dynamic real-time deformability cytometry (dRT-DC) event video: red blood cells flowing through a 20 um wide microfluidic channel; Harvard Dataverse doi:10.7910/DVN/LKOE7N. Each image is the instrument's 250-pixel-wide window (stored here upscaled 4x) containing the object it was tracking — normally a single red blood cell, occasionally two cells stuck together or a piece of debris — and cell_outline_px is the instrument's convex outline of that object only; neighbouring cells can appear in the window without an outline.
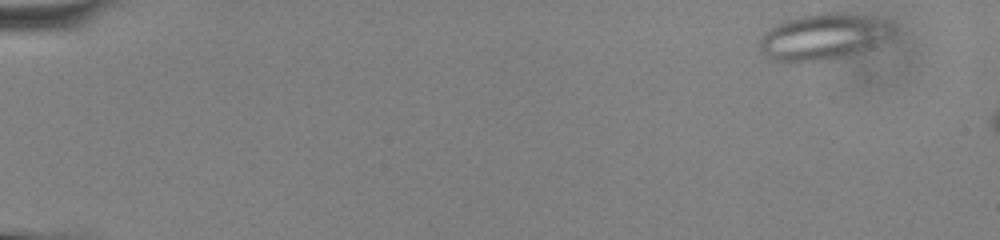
{"species": "common noctule bat (a hibernating species)", "species_latin": "Nyctalus noctula", "temperature_condition": "cold", "stored_images_in_passage": 9, "camera_frame_rate_fps": 3000, "um_per_image_px": 0.085, "animal": {"sex": "male", "body_mass_g": 13.0, "forearm_length_mm": 53.1}, "frame": {"image": 1, "passage_image": 2, "time_ms": 0.333, "image_size_px": [1000, 240], "cell_outline_px": [[892, 32], [888, 36], [844, 56], [828, 60], [796, 64], [768, 60], [760, 52], [760, 36], [768, 28], [784, 20], [796, 16], [820, 12], [840, 12], [864, 16], [884, 20], [892, 28]], "centroid_in_image_um": [69.76, 3.13], "position_along_channel_um": 15.2, "area_um2": 35.66}}